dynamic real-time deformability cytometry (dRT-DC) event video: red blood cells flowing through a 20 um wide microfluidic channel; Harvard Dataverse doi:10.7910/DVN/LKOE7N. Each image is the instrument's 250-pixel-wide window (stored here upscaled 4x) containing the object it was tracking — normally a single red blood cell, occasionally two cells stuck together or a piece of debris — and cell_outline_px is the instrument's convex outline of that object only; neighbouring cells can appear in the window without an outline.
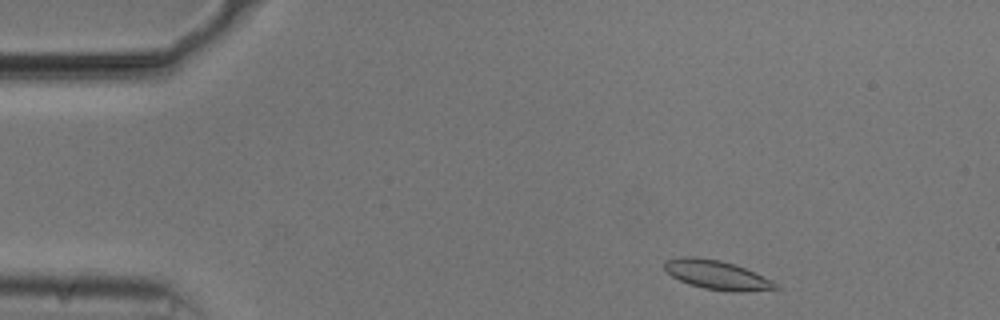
{"species": "common noctule bat (a hibernating species)", "species_latin": "Nyctalus noctula", "temperature_condition": "cold", "stored_images_in_passage": 48, "camera_frame_rate_fps": 3000, "um_per_image_px": 0.085, "animal": {"sex": "male", "body_mass_g": 20.5, "forearm_length_mm": 52.5}, "frame": {"image": 1, "passage_image": 2, "time_ms": 0.333, "image_size_px": [1000, 320], "cell_outline_px": [[780, 288], [740, 292], [732, 292], [704, 288], [688, 284], [672, 276], [664, 268], [664, 264], [668, 260], [680, 256], [696, 256], [720, 260], [744, 268], [772, 280], [780, 284]], "centroid_in_image_um": [60.94, 23.37], "position_along_channel_um": 24.1, "area_um2": 18.73}}
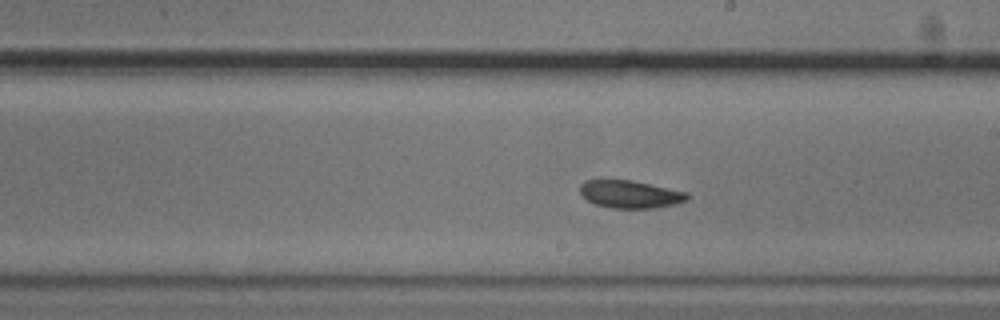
{"frame": {"image": 2, "passage_image": 25, "time_ms": 8.0, "image_size_px": [1000, 320], "cell_outline_px": [[688, 200], [676, 204], [656, 208], [612, 208], [596, 204], [588, 200], [580, 192], [580, 184], [584, 180], [632, 180], [688, 192]], "centroid_in_image_um": [53.59, 16.51], "position_along_channel_um": 235.4, "area_um2": 17.28}}
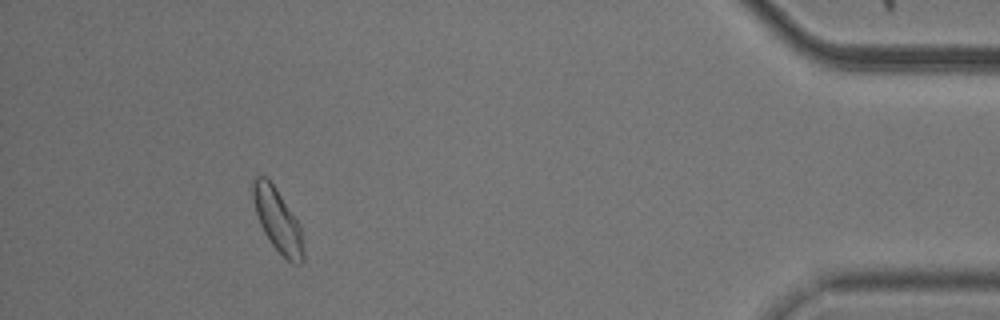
{"frame": {"image": 3, "passage_image": 44, "time_ms": 14.333, "image_size_px": [1000, 320], "cell_outline_px": [[304, 260], [300, 264], [292, 264], [272, 244], [264, 232], [260, 224], [256, 212], [252, 196], [252, 176], [264, 176], [276, 188], [300, 224], [304, 252]], "centroid_in_image_um": [23.6, 18.72], "position_along_channel_um": 411.6, "area_um2": 18.44}}